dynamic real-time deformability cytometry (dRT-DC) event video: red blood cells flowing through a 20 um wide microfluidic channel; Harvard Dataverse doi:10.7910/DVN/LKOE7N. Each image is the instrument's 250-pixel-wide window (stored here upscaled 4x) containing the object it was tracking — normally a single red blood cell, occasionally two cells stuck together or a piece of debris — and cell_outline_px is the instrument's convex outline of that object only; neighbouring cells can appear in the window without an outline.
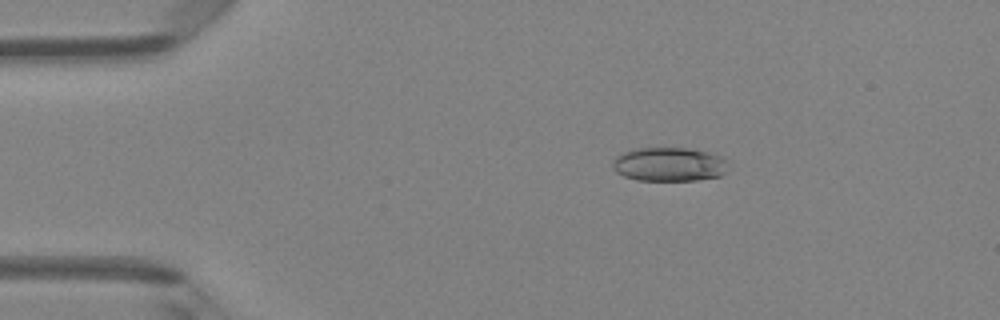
{"species": "Egyptian fruit bat (a non-hibernating species)", "species_latin": "Rousettus aegyptiacus", "temperature_condition": "room temperature", "stored_images_in_passage": 4, "camera_frame_rate_fps": 3000, "um_per_image_px": 0.085, "animal": {"sex": "female"}, "frame": {"image": 1, "passage_image": 2, "time_ms": 0.333, "image_size_px": [1000, 320], "cell_outline_px": [[728, 172], [720, 176], [696, 180], [636, 180], [624, 176], [616, 172], [612, 168], [612, 160], [620, 152], [636, 148], [692, 148], [724, 156]], "centroid_in_image_um": [56.87, 13.96], "position_along_channel_um": 28.1, "area_um2": 23.24}}
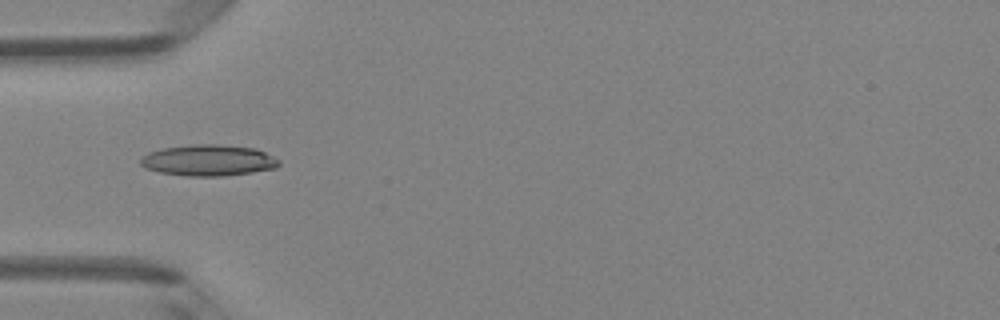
{"frame": {"image": 2, "passage_image": 4, "time_ms": 1.0, "image_size_px": [1000, 320], "cell_outline_px": [[280, 164], [276, 168], [252, 172], [224, 176], [188, 176], [160, 172], [144, 168], [140, 164], [140, 156], [148, 152], [164, 148], [196, 144], [216, 144], [252, 148], [264, 152], [280, 160]], "centroid_in_image_um": [17.68, 13.63], "position_along_channel_um": 67.3, "area_um2": 25.09}}